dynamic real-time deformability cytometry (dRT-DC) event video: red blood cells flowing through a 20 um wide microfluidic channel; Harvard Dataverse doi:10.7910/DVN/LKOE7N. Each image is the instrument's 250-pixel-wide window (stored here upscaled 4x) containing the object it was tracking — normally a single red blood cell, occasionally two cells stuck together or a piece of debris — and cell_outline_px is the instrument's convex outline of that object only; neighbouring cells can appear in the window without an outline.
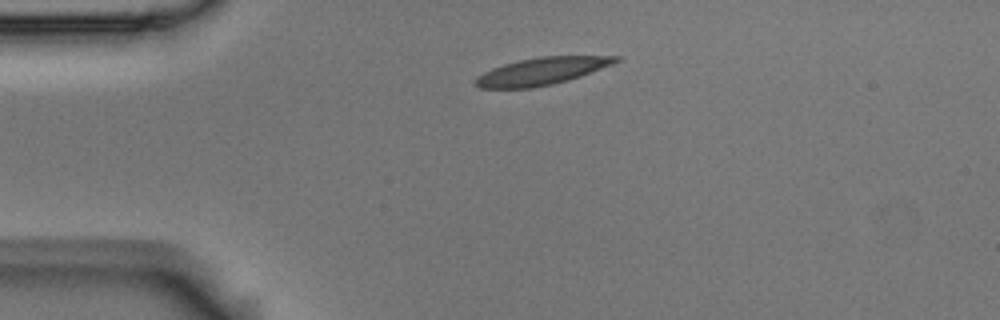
{"species": "Egyptian fruit bat (a non-hibernating species)", "species_latin": "Rousettus aegyptiacus", "temperature_condition": "room temperature", "stored_images_in_passage": 2, "camera_frame_rate_fps": 3000, "um_per_image_px": 0.085, "animal": {"sex": "male"}, "frame": {"image": 1, "passage_image": 1, "time_ms": 0.0, "image_size_px": [1000, 320], "cell_outline_px": [[620, 60], [612, 64], [580, 76], [568, 80], [552, 84], [532, 88], [480, 88], [472, 84], [472, 80], [476, 76], [492, 68], [504, 64], [520, 60], [540, 56], [620, 56]], "centroid_in_image_um": [45.98, 6.06], "position_along_channel_um": 39.0, "area_um2": 22.25}}